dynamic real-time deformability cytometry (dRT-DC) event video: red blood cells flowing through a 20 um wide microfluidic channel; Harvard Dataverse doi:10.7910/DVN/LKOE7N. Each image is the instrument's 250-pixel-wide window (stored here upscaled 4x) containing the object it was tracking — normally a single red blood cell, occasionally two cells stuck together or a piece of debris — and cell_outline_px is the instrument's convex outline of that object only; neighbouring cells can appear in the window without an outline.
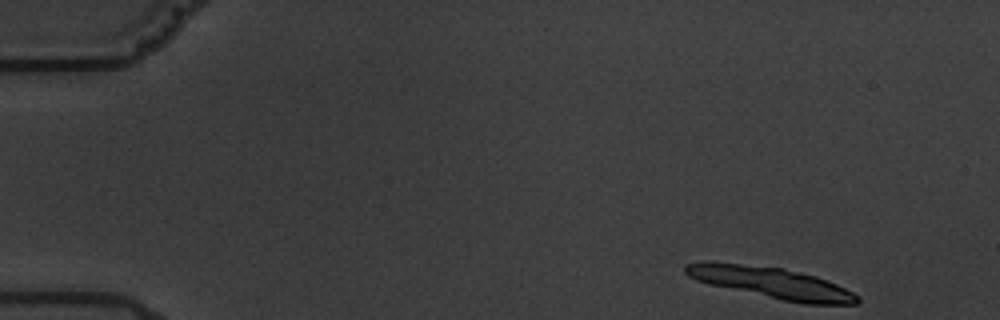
{"species": "common noctule bat (a hibernating species)", "species_latin": "Nyctalus noctula", "temperature_condition": "warm", "stored_images_in_passage": 6, "camera_frame_rate_fps": 3000, "um_per_image_px": 0.085, "animal": {"sex": "male", "body_mass_g": 19.5, "forearm_length_mm": 54.6}, "frame": {"image": 1, "passage_image": 1, "time_ms": 0.0, "image_size_px": [1000, 320], "cell_outline_px": [[860, 300], [856, 304], [804, 304], [784, 300], [708, 284], [696, 280], [688, 276], [684, 272], [684, 268], [688, 264], [704, 260], [712, 260], [784, 268], [816, 276], [828, 280], [860, 296]], "centroid_in_image_um": [65.53, 24.01], "position_along_channel_um": 19.5, "area_um2": 31.44}}
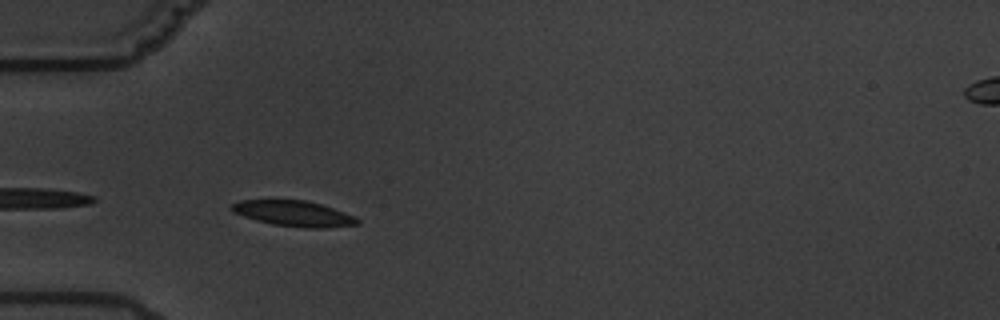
{"frame": {"image": 2, "passage_image": 5, "time_ms": 4.667, "image_size_px": [1000, 320], "cell_outline_px": [[360, 224], [324, 228], [304, 228], [272, 224], [256, 220], [232, 212], [232, 204], [240, 200], [272, 196], [276, 196], [304, 200], [320, 204], [356, 216], [360, 220]], "centroid_in_image_um": [24.91, 18.09], "position_along_channel_um": 60.1, "area_um2": 19.65}}